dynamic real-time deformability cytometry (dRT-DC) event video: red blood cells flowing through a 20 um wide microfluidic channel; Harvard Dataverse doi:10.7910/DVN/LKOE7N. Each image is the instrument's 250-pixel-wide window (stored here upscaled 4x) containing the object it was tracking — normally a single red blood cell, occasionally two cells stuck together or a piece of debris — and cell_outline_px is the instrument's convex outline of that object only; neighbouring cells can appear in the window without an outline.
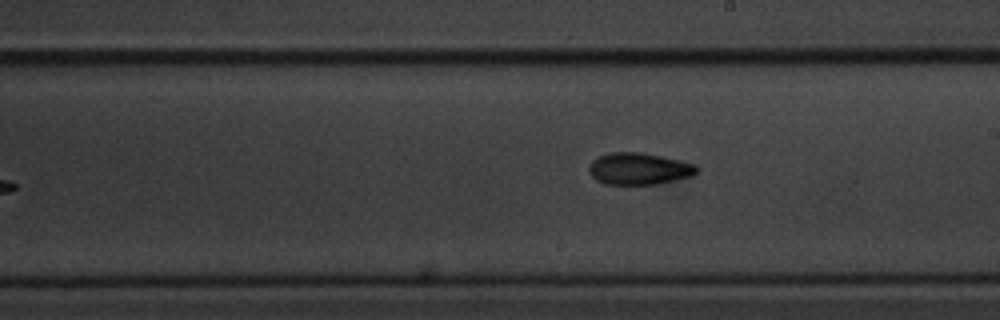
{"species": "common noctule bat (a hibernating species)", "species_latin": "Nyctalus noctula", "temperature_condition": "cold", "stored_images_in_passage": 10, "camera_frame_rate_fps": 3000, "um_per_image_px": 0.085, "animal": {"sex": "male", "body_mass_g": 20.1, "forearm_length_mm": 53.5}, "frame": {"image": 1, "passage_image": 10, "time_ms": 3.0, "image_size_px": [1000, 320], "cell_outline_px": [[696, 172], [692, 176], [676, 180], [656, 184], [604, 184], [596, 180], [588, 172], [588, 168], [592, 160], [608, 152], [640, 152], [660, 156], [696, 164]], "centroid_in_image_um": [54.27, 14.34], "position_along_channel_um": 234.7, "area_um2": 19.94}}